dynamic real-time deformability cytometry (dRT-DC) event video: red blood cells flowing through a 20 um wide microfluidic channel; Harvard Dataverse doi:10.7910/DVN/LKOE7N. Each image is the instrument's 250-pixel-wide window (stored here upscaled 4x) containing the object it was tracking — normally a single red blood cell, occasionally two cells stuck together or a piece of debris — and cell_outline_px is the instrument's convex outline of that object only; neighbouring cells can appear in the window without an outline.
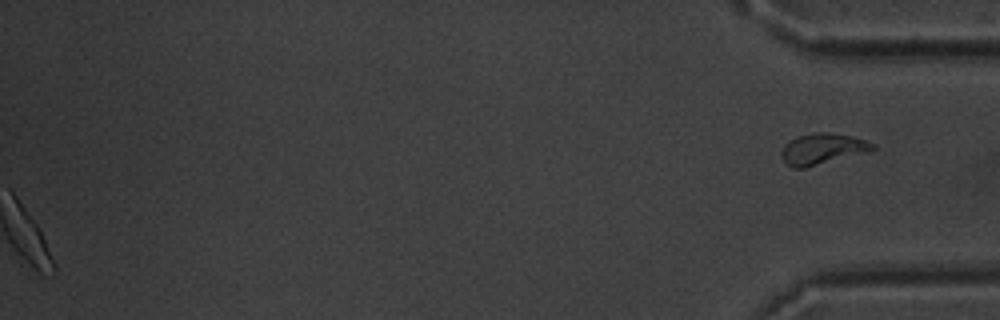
{"species": "common noctule bat (a hibernating species)", "species_latin": "Nyctalus noctula", "temperature_condition": "warm", "stored_images_in_passage": 38, "segment_of_instrument_passage": [2, 2], "camera_frame_rate_fps": 3000, "um_per_image_px": 0.085, "animal": {"sex": "male", "body_mass_g": 20.1, "forearm_length_mm": 53.5}, "frame": {"image": 1, "passage_image": 38, "time_ms": 12.333, "image_size_px": [1000, 320], "cell_outline_px": [[876, 148], [868, 152], [804, 168], [792, 168], [784, 164], [780, 156], [780, 152], [784, 144], [788, 140], [796, 136], [812, 132], [824, 132], [848, 136], [864, 140], [876, 144]], "centroid_in_image_um": [69.83, 12.66], "position_along_channel_um": 365.4, "area_um2": 16.65}}